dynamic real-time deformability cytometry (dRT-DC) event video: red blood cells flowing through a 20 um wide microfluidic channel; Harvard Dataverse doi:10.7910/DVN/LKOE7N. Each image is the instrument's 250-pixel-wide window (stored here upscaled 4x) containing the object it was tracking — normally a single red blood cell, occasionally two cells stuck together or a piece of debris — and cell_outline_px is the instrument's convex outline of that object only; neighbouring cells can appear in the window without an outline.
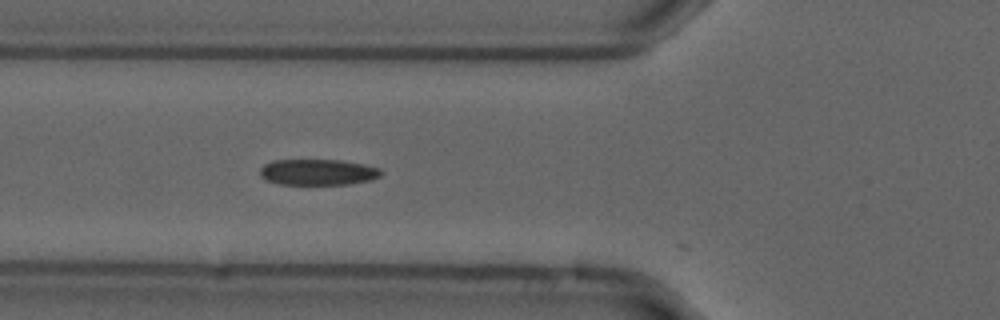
{"species": "common noctule bat (a hibernating species)", "species_latin": "Nyctalus noctula", "temperature_condition": "cold", "stored_images_in_passage": 21, "camera_frame_rate_fps": 3000, "um_per_image_px": 0.085, "animal": {"sex": "male", "forearm_length_mm": 52.5}, "frame": {"image": 1, "passage_image": 2, "time_ms": 0.333, "image_size_px": [1000, 320], "cell_outline_px": [[384, 172], [380, 176], [368, 180], [348, 184], [280, 184], [264, 180], [260, 176], [260, 168], [264, 164], [272, 160], [340, 160], [364, 164], [380, 168]], "centroid_in_image_um": [26.99, 14.62], "position_along_channel_um": 98.8, "area_um2": 18.38}}
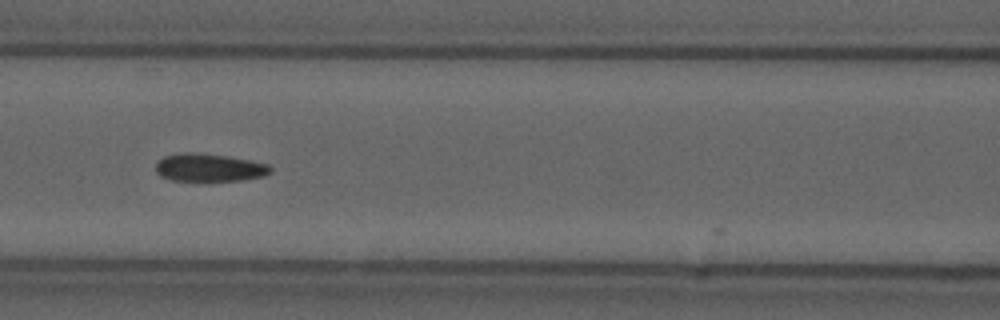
{"frame": {"image": 2, "passage_image": 6, "time_ms": 1.667, "image_size_px": [1000, 320], "cell_outline_px": [[272, 172], [264, 176], [240, 180], [172, 180], [160, 176], [156, 172], [156, 164], [164, 156], [184, 152], [192, 152], [228, 156], [268, 164], [272, 168]], "centroid_in_image_um": [17.79, 14.24], "position_along_channel_um": 148.8, "area_um2": 18.44}}
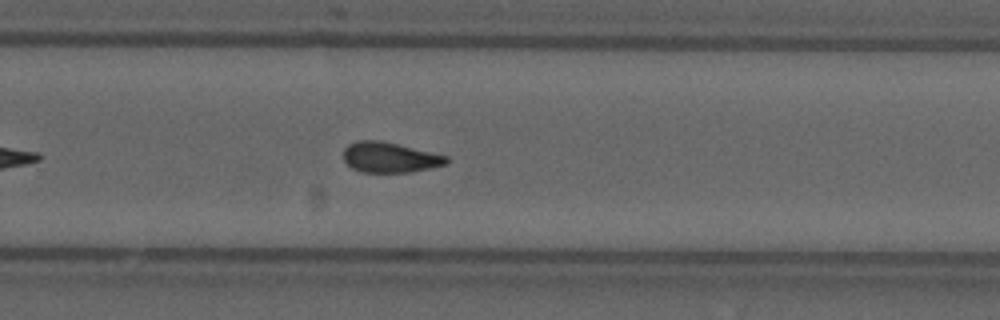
{"frame": {"image": 3, "passage_image": 18, "time_ms": 5.667, "image_size_px": [1000, 320], "cell_outline_px": [[448, 164], [408, 172], [360, 172], [352, 168], [344, 160], [344, 148], [348, 144], [356, 140], [380, 140], [448, 156]], "centroid_in_image_um": [33.1, 13.37], "position_along_channel_um": 296.7, "area_um2": 18.09}}